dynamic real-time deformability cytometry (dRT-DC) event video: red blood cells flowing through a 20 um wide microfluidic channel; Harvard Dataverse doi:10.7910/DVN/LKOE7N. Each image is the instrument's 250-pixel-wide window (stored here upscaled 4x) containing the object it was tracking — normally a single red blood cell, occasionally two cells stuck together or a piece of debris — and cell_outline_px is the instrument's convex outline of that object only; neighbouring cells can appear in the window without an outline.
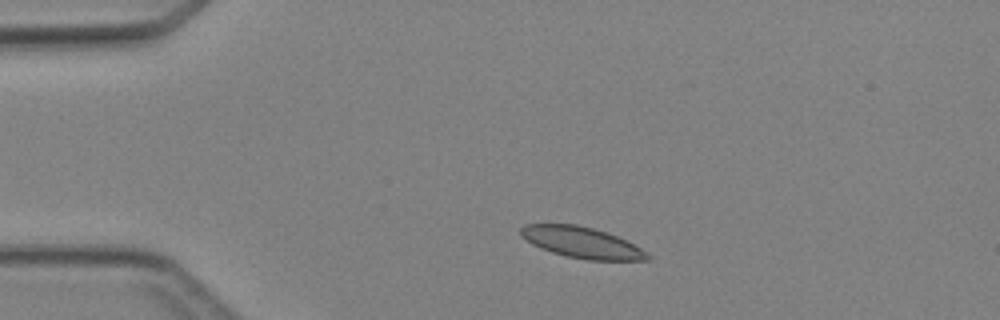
{"species": "Egyptian fruit bat (a non-hibernating species)", "species_latin": "Rousettus aegyptiacus", "temperature_condition": "cold", "stored_images_in_passage": 2, "camera_frame_rate_fps": 3000, "um_per_image_px": 0.085, "animal": {"sex": "female"}, "frame": {"image": 1, "passage_image": 1, "time_ms": 0.0, "image_size_px": [1000, 320], "cell_outline_px": [[652, 260], [588, 260], [568, 256], [552, 252], [540, 248], [532, 244], [520, 236], [520, 228], [524, 224], [576, 224], [592, 228], [616, 236], [640, 248], [652, 256]], "centroid_in_image_um": [49.42, 20.61], "position_along_channel_um": 35.6, "area_um2": 22.72}}